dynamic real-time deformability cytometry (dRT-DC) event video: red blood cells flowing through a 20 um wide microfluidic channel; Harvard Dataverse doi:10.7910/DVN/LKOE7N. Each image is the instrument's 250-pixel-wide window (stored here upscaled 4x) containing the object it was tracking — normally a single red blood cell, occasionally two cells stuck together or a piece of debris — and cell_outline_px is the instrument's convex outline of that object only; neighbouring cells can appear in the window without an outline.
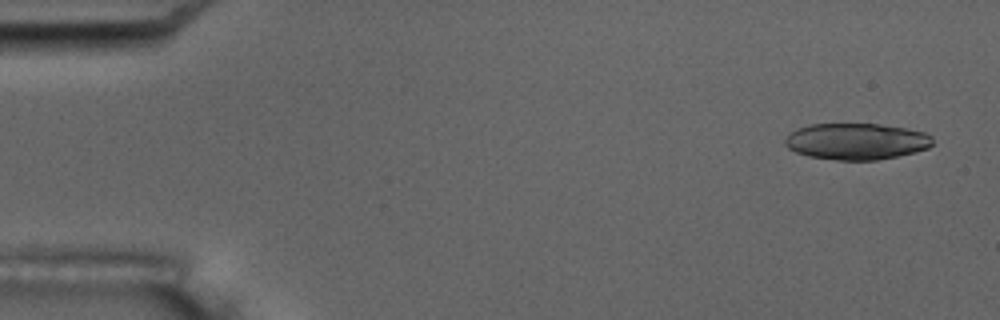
{"species": "common noctule bat (a hibernating species)", "species_latin": "Nyctalus noctula", "temperature_condition": "room temperature", "stored_images_in_passage": 4, "camera_frame_rate_fps": 3000, "um_per_image_px": 0.085, "animal": {"sex": "male", "body_mass_g": 17.5, "forearm_length_mm": 52.3}, "frame": {"image": 1, "passage_image": 1, "time_ms": 0.0, "image_size_px": [1000, 320], "cell_outline_px": [[932, 144], [928, 148], [896, 156], [876, 160], [836, 160], [808, 156], [796, 152], [788, 148], [784, 144], [784, 140], [796, 128], [808, 124], [880, 124], [904, 128], [924, 132], [932, 136]], "centroid_in_image_um": [72.76, 12.01], "position_along_channel_um": 12.2, "area_um2": 31.21}}